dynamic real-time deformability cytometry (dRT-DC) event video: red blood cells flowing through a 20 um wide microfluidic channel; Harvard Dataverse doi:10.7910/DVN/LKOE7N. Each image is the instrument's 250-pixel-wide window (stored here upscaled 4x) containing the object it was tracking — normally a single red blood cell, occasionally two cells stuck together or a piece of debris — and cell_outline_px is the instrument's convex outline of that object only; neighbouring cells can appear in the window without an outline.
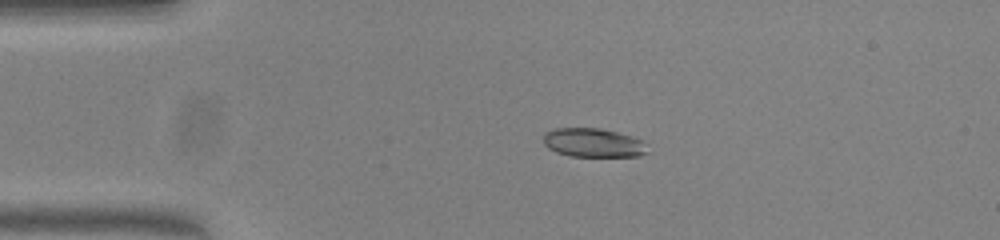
{"species": "common noctule bat (a hibernating species)", "species_latin": "Nyctalus noctula", "temperature_condition": "warm", "stored_images_in_passage": 43, "camera_frame_rate_fps": 3000, "um_per_image_px": 0.085, "animal": {"sex": "female", "body_mass_g": 23.0, "forearm_length_mm": 53.4}, "frame": {"image": 1, "passage_image": 1, "time_ms": 0.0, "image_size_px": [1000, 240], "cell_outline_px": [[648, 152], [640, 156], [572, 156], [556, 152], [548, 148], [544, 144], [544, 132], [556, 128], [600, 128], [632, 136], [640, 140]], "centroid_in_image_um": [50.38, 12.13], "position_along_channel_um": 34.6, "area_um2": 17.34}}
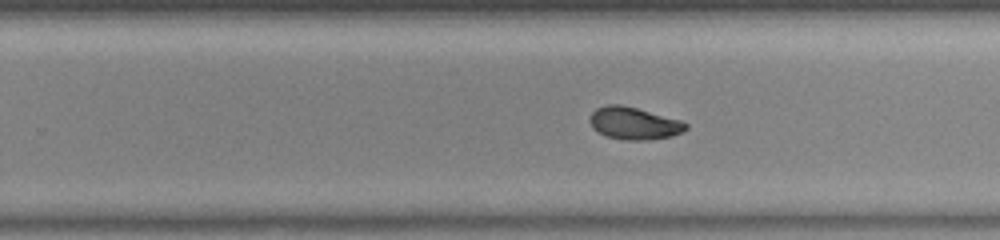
{"frame": {"image": 2, "passage_image": 23, "time_ms": 7.333, "image_size_px": [1000, 240], "cell_outline_px": [[688, 128], [672, 136], [648, 140], [628, 140], [608, 136], [592, 128], [588, 120], [592, 112], [596, 108], [608, 104], [620, 104], [636, 108], [680, 120], [688, 124]], "centroid_in_image_um": [53.87, 10.47], "position_along_channel_um": 275.9, "area_um2": 17.92}}
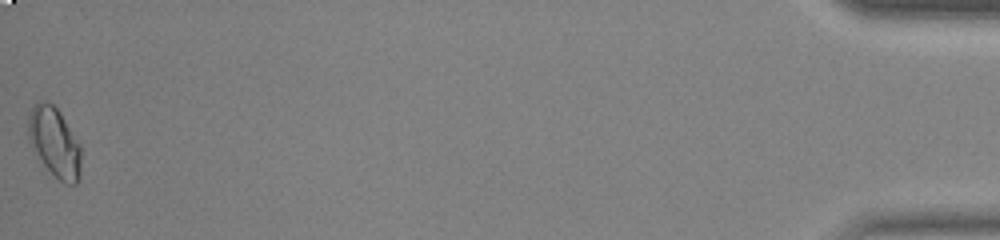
{"frame": {"image": 3, "passage_image": 43, "time_ms": 14.0, "image_size_px": [1000, 240], "cell_outline_px": [[80, 180], [76, 184], [64, 184], [44, 164], [28, 140], [28, 116], [32, 108], [36, 104], [52, 104], [60, 112], [80, 144]], "centroid_in_image_um": [4.66, 12.13], "position_along_channel_um": 430.5, "area_um2": 20.87}, "authors_computed_cell_mechanics": {"area_um2": 17.9758, "velocity_mm_per_s": 3.8419, "shape_relaxation_time_tau1_ms": null, "shape_relaxation_time_tau2_ms": 1.8665, "deformation_change_tau1": null, "deformation_change_tau2": 0.0538}}